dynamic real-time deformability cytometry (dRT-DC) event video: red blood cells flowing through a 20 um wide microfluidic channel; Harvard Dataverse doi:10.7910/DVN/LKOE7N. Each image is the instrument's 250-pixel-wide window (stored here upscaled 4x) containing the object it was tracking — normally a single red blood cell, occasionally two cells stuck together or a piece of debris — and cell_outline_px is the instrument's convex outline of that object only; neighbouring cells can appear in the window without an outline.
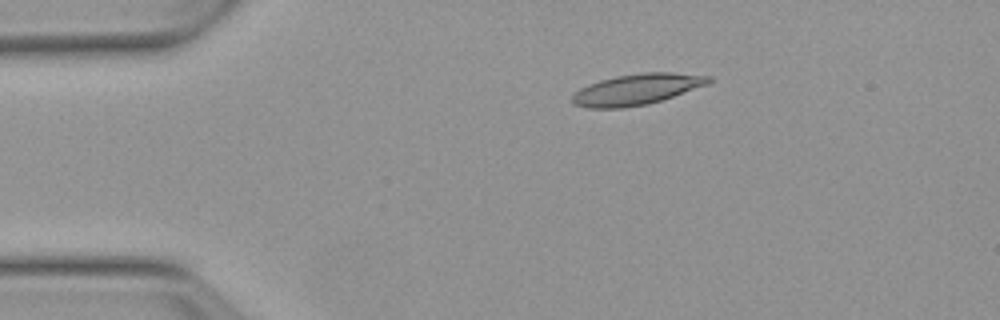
{"species": "Egyptian fruit bat (a non-hibernating species)", "species_latin": "Rousettus aegyptiacus", "temperature_condition": "warm", "stored_images_in_passage": 5, "camera_frame_rate_fps": 3000, "um_per_image_px": 0.085, "animal": {"sex": "female"}, "frame": {"image": 1, "passage_image": 3, "time_ms": 2.333, "image_size_px": [1000, 320], "cell_outline_px": [[712, 80], [708, 84], [648, 104], [620, 108], [588, 108], [572, 104], [572, 96], [580, 88], [588, 84], [600, 80], [616, 76], [640, 72], [672, 72], [712, 76]], "centroid_in_image_um": [54.11, 7.58], "position_along_channel_um": 30.9, "area_um2": 24.51}}
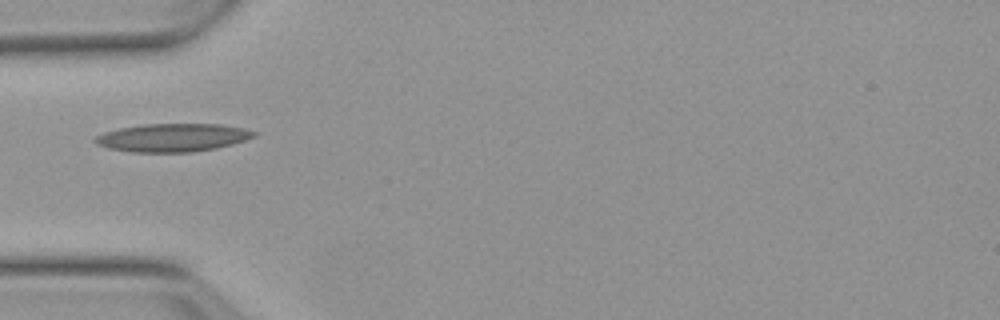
{"frame": {"image": 2, "passage_image": 5, "time_ms": 4.667, "image_size_px": [1000, 320], "cell_outline_px": [[256, 136], [232, 144], [216, 148], [192, 152], [132, 152], [108, 148], [96, 144], [92, 140], [96, 136], [104, 132], [120, 128], [144, 124], [220, 124], [244, 128], [256, 132]], "centroid_in_image_um": [14.66, 11.69], "position_along_channel_um": 70.3, "area_um2": 26.01}}